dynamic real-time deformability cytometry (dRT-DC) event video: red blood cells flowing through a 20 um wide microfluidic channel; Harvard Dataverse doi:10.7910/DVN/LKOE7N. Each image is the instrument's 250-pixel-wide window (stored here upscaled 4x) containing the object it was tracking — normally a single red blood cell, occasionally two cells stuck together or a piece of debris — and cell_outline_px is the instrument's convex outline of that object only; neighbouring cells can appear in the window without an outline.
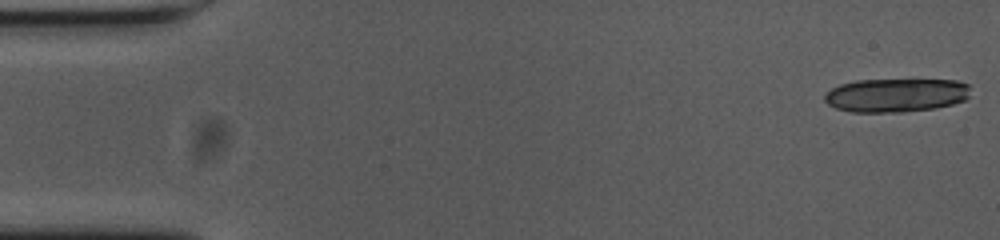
{"species": "common noctule bat (a hibernating species)", "species_latin": "Nyctalus noctula", "temperature_condition": "cold", "stored_images_in_passage": 8, "camera_frame_rate_fps": 3000, "um_per_image_px": 0.085, "animal": {"sex": "female", "body_mass_g": 23.0, "forearm_length_mm": 53.4}, "frame": {"image": 1, "passage_image": 1, "time_ms": 0.0, "image_size_px": [1000, 240], "cell_outline_px": [[968, 96], [964, 100], [952, 104], [936, 108], [900, 112], [852, 112], [836, 108], [828, 104], [824, 100], [824, 96], [832, 88], [840, 84], [856, 80], [956, 80], [968, 84]], "centroid_in_image_um": [76.14, 8.09], "position_along_channel_um": 8.9, "area_um2": 28.5}}